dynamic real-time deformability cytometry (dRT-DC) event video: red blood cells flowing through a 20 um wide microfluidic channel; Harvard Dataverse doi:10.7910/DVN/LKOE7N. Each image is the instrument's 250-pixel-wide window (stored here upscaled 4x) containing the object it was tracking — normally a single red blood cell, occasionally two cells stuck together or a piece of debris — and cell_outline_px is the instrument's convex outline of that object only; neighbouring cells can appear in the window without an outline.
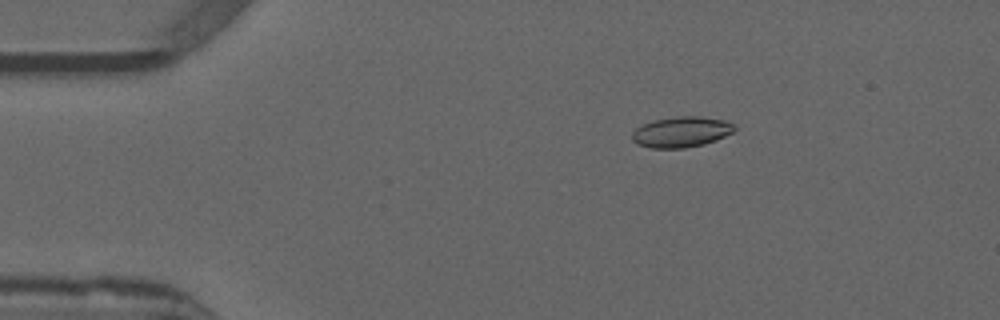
{"species": "common noctule bat (a hibernating species)", "species_latin": "Nyctalus noctula", "temperature_condition": "warm", "stored_images_in_passage": 45, "camera_frame_rate_fps": 3000, "um_per_image_px": 0.085, "animal": {"sex": "male", "forearm_length_mm": 52.5}, "frame": {"image": 1, "passage_image": 1, "time_ms": 0.0, "image_size_px": [1000, 320], "cell_outline_px": [[736, 128], [732, 132], [716, 140], [704, 144], [684, 148], [652, 148], [636, 144], [632, 140], [632, 132], [636, 128], [652, 120], [676, 116], [700, 116], [724, 120], [736, 124]], "centroid_in_image_um": [57.91, 11.21], "position_along_channel_um": 27.1, "area_um2": 18.38}}
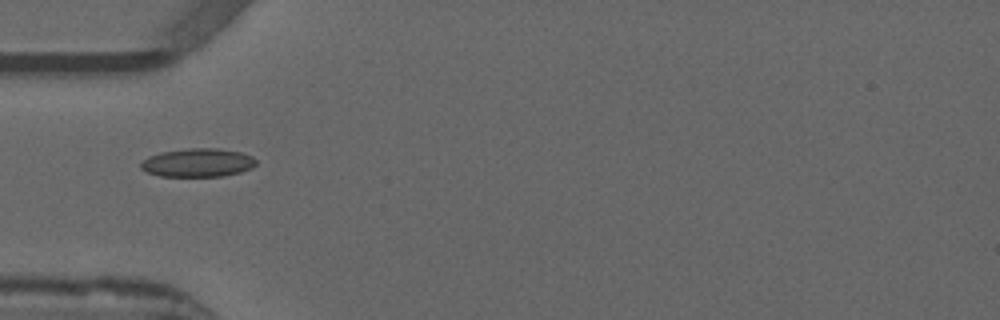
{"frame": {"image": 2, "passage_image": 9, "time_ms": 2.667, "image_size_px": [1000, 320], "cell_outline_px": [[256, 164], [252, 168], [240, 172], [224, 176], [160, 176], [148, 172], [140, 168], [140, 164], [148, 156], [160, 152], [188, 148], [216, 148], [240, 152], [252, 156], [256, 160]], "centroid_in_image_um": [16.81, 13.82], "position_along_channel_um": 68.2, "area_um2": 19.13}}
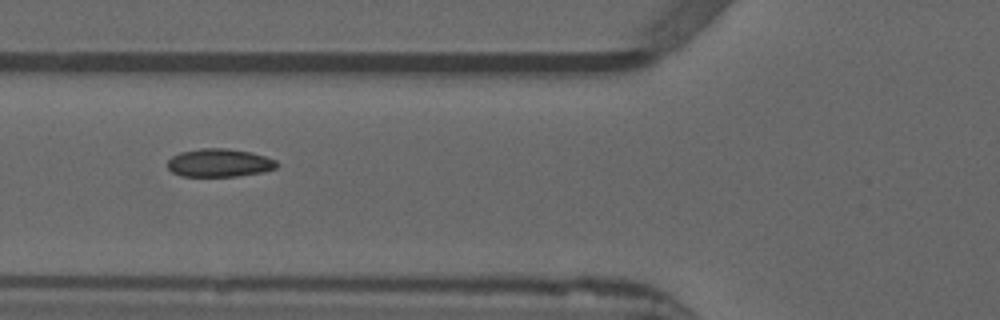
{"frame": {"image": 3, "passage_image": 12, "time_ms": 3.667, "image_size_px": [1000, 320], "cell_outline_px": [[280, 164], [276, 168], [264, 172], [236, 176], [180, 176], [172, 172], [168, 168], [168, 160], [172, 156], [180, 152], [200, 148], [228, 148], [252, 152], [276, 160]], "centroid_in_image_um": [18.66, 13.84], "position_along_channel_um": 107.1, "area_um2": 18.09}, "authors_computed_cell_mechanics": {"area_um2": 17.7446, "velocity_mm_per_s": 3.8667, "shape_relaxation_time_tau1_ms": 6.3787, "shape_relaxation_time_tau2_ms": 1.0604, "deformation_change_tau1": 0.1693, "deformation_change_tau2": 0.0544}}